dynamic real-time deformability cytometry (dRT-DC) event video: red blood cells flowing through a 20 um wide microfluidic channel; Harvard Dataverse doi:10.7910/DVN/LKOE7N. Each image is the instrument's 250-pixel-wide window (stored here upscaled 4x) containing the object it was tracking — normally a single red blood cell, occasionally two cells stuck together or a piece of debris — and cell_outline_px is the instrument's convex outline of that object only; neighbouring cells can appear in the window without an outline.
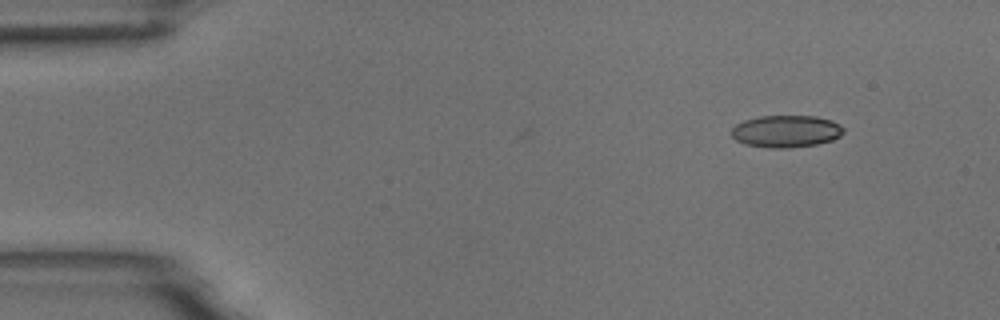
{"species": "common noctule bat (a hibernating species)", "species_latin": "Nyctalus noctula", "temperature_condition": "room temperature", "stored_images_in_passage": 2, "camera_frame_rate_fps": 3000, "um_per_image_px": 0.085, "animal": {"sex": "male", "body_mass_g": 18.8}, "frame": {"image": 1, "passage_image": 2, "time_ms": 2.0, "image_size_px": [1000, 320], "cell_outline_px": [[844, 132], [840, 136], [832, 140], [816, 144], [788, 148], [768, 148], [744, 144], [736, 140], [732, 136], [732, 128], [736, 124], [744, 120], [760, 116], [816, 116], [832, 120], [840, 124], [844, 128]], "centroid_in_image_um": [66.83, 11.16], "position_along_channel_um": 18.2, "area_um2": 21.1}}